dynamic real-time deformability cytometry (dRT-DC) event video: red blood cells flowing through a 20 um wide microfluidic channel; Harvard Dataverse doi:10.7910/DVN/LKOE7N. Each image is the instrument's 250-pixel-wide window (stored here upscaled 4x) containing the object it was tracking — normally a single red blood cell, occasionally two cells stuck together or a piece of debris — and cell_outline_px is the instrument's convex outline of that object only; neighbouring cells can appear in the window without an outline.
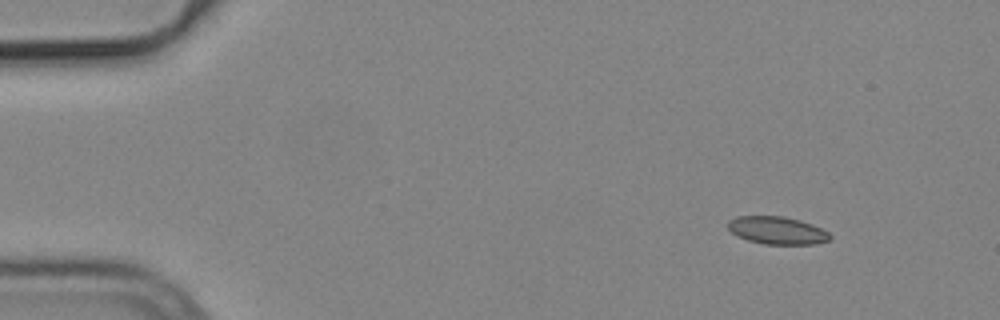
{"species": "common noctule bat (a hibernating species)", "species_latin": "Nyctalus noctula", "temperature_condition": "cold", "stored_images_in_passage": 5, "camera_frame_rate_fps": 3000, "um_per_image_px": 0.085, "animal": {"sex": "male", "body_mass_g": 19.2, "forearm_length_mm": 51.8}, "frame": {"image": 1, "passage_image": 2, "time_ms": 0.333, "image_size_px": [1000, 320], "cell_outline_px": [[832, 240], [816, 244], [764, 244], [748, 240], [736, 236], [728, 228], [728, 220], [736, 216], [784, 216], [800, 220], [812, 224], [828, 232], [832, 236]], "centroid_in_image_um": [66.07, 19.58], "position_along_channel_um": 18.9, "area_um2": 16.59}}
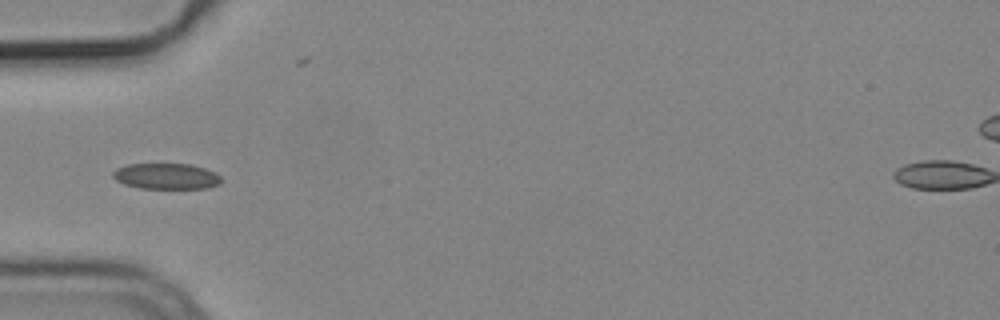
{"frame": {"image": 2, "passage_image": 5, "time_ms": 1.333, "image_size_px": [1000, 320], "cell_outline_px": [[220, 184], [208, 188], [140, 188], [124, 184], [116, 180], [112, 176], [112, 172], [116, 168], [128, 164], [192, 164], [216, 172], [220, 176]], "centroid_in_image_um": [14.13, 14.97], "position_along_channel_um": 70.9, "area_um2": 16.36}}